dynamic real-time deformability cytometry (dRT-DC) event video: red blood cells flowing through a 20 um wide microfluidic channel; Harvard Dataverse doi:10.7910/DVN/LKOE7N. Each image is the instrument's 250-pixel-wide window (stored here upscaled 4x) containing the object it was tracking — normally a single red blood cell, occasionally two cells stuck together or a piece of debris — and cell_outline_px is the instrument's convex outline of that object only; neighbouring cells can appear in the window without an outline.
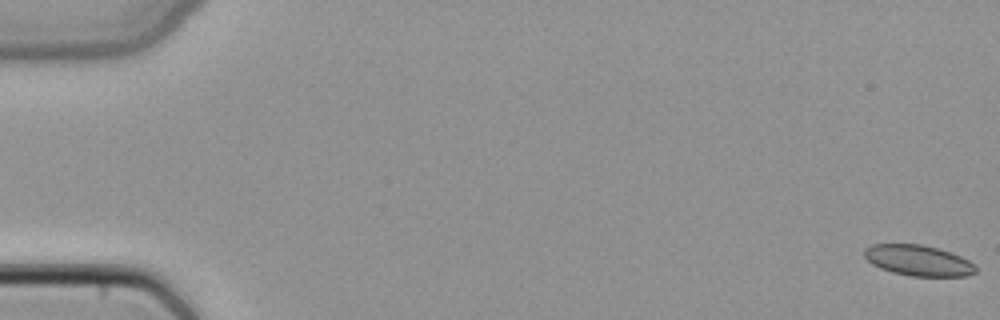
{"species": "common noctule bat (a hibernating species)", "species_latin": "Nyctalus noctula", "temperature_condition": "cold", "stored_images_in_passage": 14, "camera_frame_rate_fps": 3000, "um_per_image_px": 0.085, "animal": {"sex": "female", "body_mass_g": 22.7, "forearm_length_mm": 54.2}, "frame": {"image": 1, "passage_image": 1, "time_ms": 0.0, "image_size_px": [1000, 320], "cell_outline_px": [[976, 272], [968, 276], [912, 276], [892, 272], [880, 268], [872, 264], [864, 256], [864, 248], [872, 244], [920, 244], [940, 248], [952, 252], [968, 260], [976, 268]], "centroid_in_image_um": [78.04, 22.13], "position_along_channel_um": 7.0, "area_um2": 20.0}}